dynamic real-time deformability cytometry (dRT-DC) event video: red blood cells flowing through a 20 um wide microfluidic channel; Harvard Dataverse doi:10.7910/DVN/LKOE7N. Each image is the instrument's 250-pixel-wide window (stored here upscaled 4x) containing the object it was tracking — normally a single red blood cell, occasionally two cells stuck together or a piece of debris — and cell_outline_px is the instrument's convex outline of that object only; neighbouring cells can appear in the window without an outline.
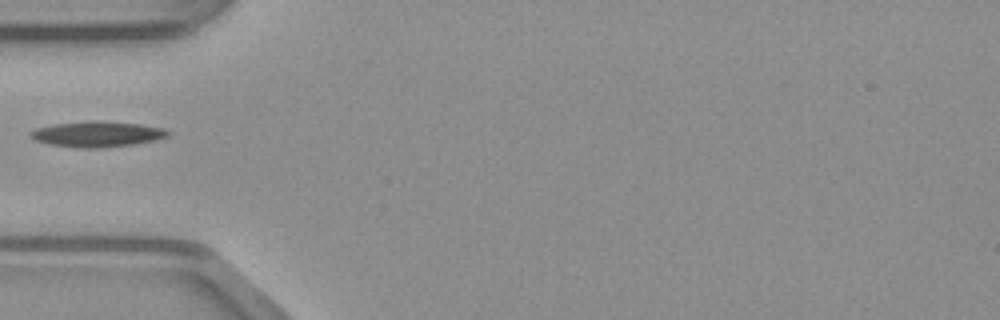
{"species": "common noctule bat (a hibernating species)", "species_latin": "Nyctalus noctula", "temperature_condition": "warm", "stored_images_in_passage": 34, "camera_frame_rate_fps": 3000, "um_per_image_px": 0.085, "animal": {"sex": "male", "body_mass_g": 23.1, "forearm_length_mm": 52.7}, "frame": {"image": 1, "passage_image": 1, "time_ms": 0.0, "image_size_px": [1000, 320], "cell_outline_px": [[172, 132], [168, 136], [156, 140], [132, 144], [100, 148], [84, 148], [52, 144], [36, 140], [28, 136], [28, 132], [36, 128], [52, 124], [88, 120], [100, 120], [140, 124], [164, 128]], "centroid_in_image_um": [8.27, 11.38], "position_along_channel_um": 76.7, "area_um2": 20.63}}
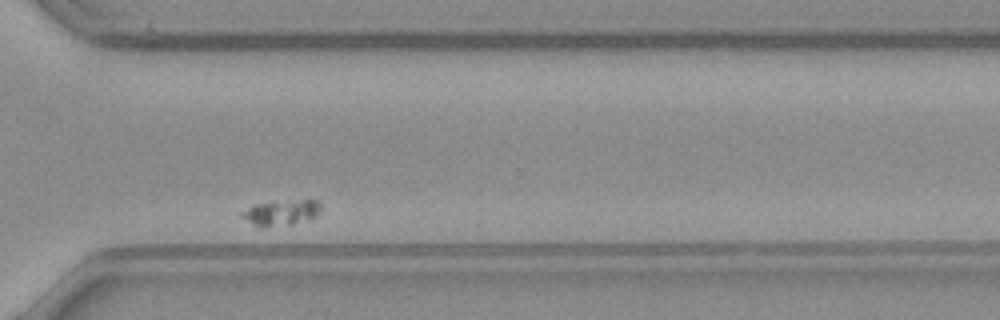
{"frame": {"image": 2, "passage_image": 23, "time_ms": 7.333, "image_size_px": [1000, 320], "cell_outline_px": [[320, 212], [312, 220], [292, 224], [264, 228], [256, 228], [240, 216], [240, 212], [252, 204], [272, 200], [316, 200], [320, 204]], "centroid_in_image_um": [23.84, 18.08], "position_along_channel_um": 346.8, "area_um2": 12.48}}
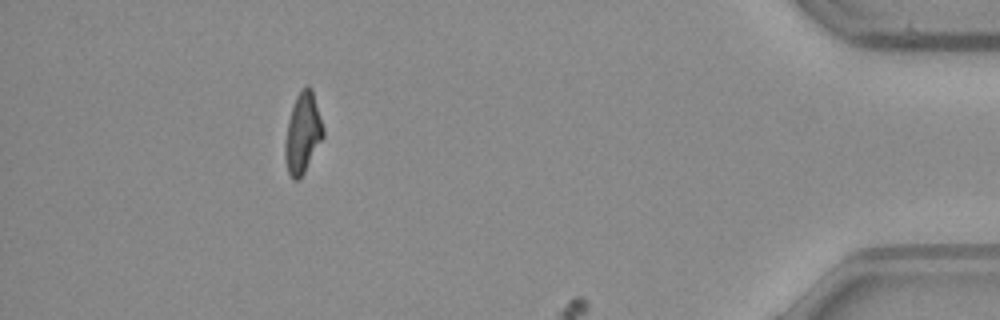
{"frame": {"image": 3, "passage_image": 29, "time_ms": 9.333, "image_size_px": [1000, 320], "cell_outline_px": [[324, 136], [300, 180], [292, 180], [288, 172], [284, 156], [284, 144], [288, 120], [296, 96], [308, 84], [312, 88], [324, 128]], "centroid_in_image_um": [25.73, 11.34], "position_along_channel_um": 409.5, "area_um2": 17.92}}